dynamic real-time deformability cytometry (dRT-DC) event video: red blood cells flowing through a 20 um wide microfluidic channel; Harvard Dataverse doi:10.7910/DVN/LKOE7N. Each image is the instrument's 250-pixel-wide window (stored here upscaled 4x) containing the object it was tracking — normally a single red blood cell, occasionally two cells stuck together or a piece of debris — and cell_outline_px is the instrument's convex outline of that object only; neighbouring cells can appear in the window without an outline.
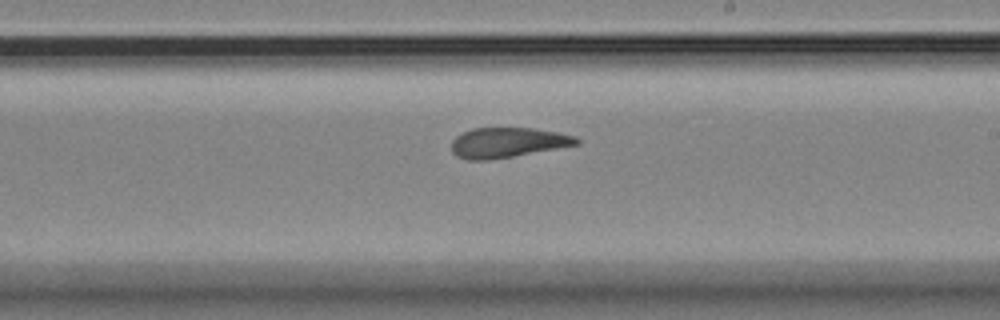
{"species": "Egyptian fruit bat (a non-hibernating species)", "species_latin": "Rousettus aegyptiacus", "temperature_condition": "room temperature", "stored_images_in_passage": 8, "camera_frame_rate_fps": 3000, "um_per_image_px": 0.085, "animal": {"sex": "female"}, "frame": {"image": 1, "passage_image": 8, "time_ms": 8.667, "image_size_px": [1000, 320], "cell_outline_px": [[580, 144], [512, 156], [488, 160], [468, 160], [456, 156], [452, 152], [452, 140], [456, 136], [472, 128], [532, 128], [556, 132], [576, 136], [580, 140]], "centroid_in_image_um": [43.13, 12.11], "position_along_channel_um": 245.9, "area_um2": 21.73}}